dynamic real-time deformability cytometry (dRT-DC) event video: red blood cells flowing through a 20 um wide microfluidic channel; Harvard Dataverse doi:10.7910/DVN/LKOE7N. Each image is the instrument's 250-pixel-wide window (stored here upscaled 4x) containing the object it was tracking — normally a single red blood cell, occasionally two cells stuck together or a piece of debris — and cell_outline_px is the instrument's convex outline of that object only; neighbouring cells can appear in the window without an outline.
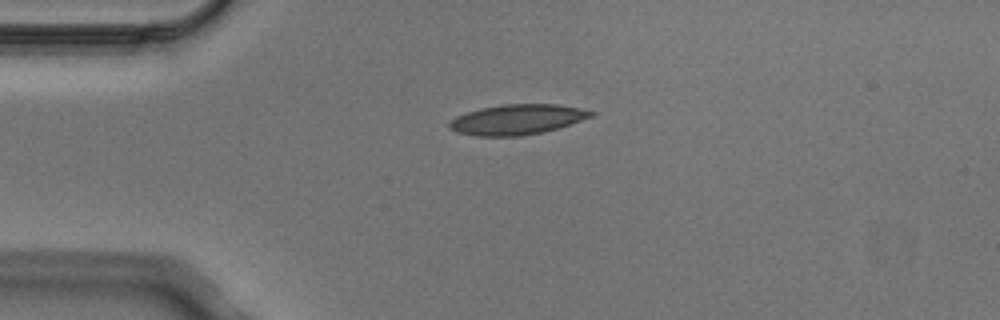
{"species": "Egyptian fruit bat (a non-hibernating species)", "species_latin": "Rousettus aegyptiacus", "temperature_condition": "cold", "stored_images_in_passage": 5, "camera_frame_rate_fps": 3000, "um_per_image_px": 0.085, "animal": {"sex": "male"}, "frame": {"image": 1, "passage_image": 1, "time_ms": 0.0, "image_size_px": [1000, 320], "cell_outline_px": [[596, 112], [592, 116], [544, 132], [520, 136], [476, 136], [456, 132], [448, 128], [448, 124], [456, 116], [480, 108], [504, 104], [556, 104]], "centroid_in_image_um": [43.89, 10.16], "position_along_channel_um": 41.1, "area_um2": 24.62}}
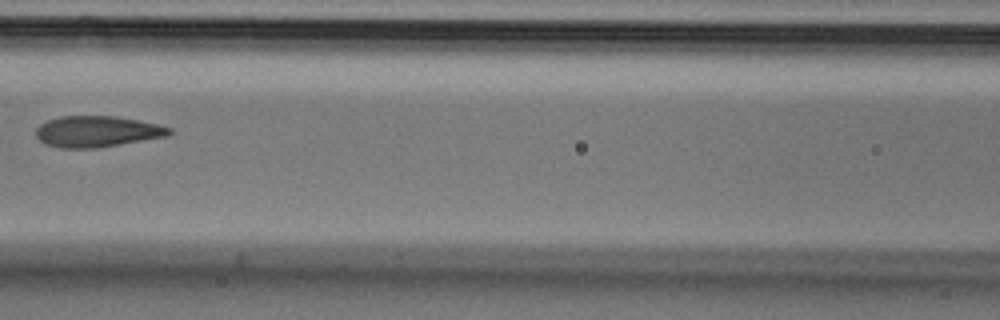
{"frame": {"image": 2, "passage_image": 4, "time_ms": 1.0, "image_size_px": [1000, 320], "cell_outline_px": [[176, 132], [168, 136], [96, 148], [60, 148], [44, 144], [36, 136], [36, 128], [40, 124], [48, 120], [60, 116], [116, 116], [156, 124], [172, 128]], "centroid_in_image_um": [8.25, 11.18], "position_along_channel_um": 158.3, "area_um2": 24.22}}
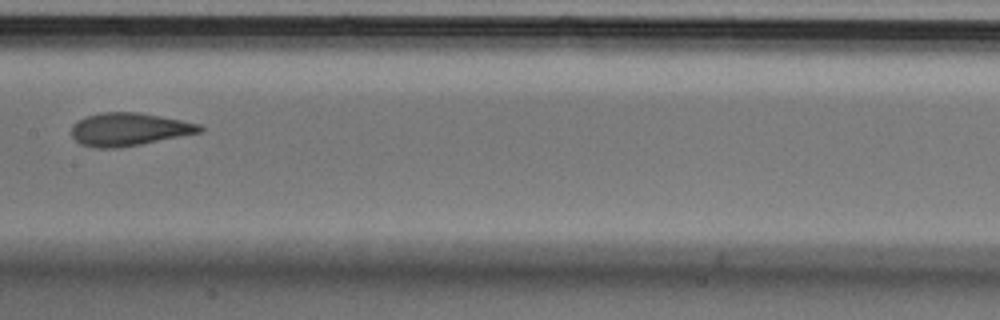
{"frame": {"image": 3, "passage_image": 5, "time_ms": 1.333, "image_size_px": [1000, 320], "cell_outline_px": [[204, 132], [140, 144], [116, 148], [96, 148], [80, 144], [72, 136], [72, 124], [88, 116], [104, 112], [136, 112], [160, 116], [200, 124], [204, 128]], "centroid_in_image_um": [10.99, 11.0], "position_along_channel_um": 196.4, "area_um2": 24.45}}